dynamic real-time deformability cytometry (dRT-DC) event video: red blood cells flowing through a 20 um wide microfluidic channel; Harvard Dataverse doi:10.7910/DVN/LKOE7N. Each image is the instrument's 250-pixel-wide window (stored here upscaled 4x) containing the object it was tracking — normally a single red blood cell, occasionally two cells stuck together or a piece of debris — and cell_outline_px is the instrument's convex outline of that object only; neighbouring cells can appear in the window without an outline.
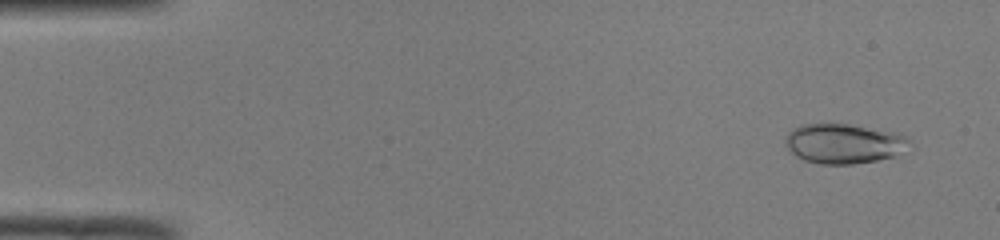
{"species": "common noctule bat (a hibernating species)", "species_latin": "Nyctalus noctula", "temperature_condition": "room temperature", "stored_images_in_passage": 49, "camera_frame_rate_fps": 3000, "um_per_image_px": 0.085, "animal": {"sex": "male", "body_mass_g": 19.0, "forearm_length_mm": 50.8}, "frame": {"image": 1, "passage_image": 3, "time_ms": 0.667, "image_size_px": [1000, 240], "cell_outline_px": [[912, 140], [892, 156], [876, 160], [852, 164], [820, 164], [804, 160], [796, 156], [788, 148], [784, 140], [788, 132], [792, 128], [800, 124], [848, 124], [896, 132]], "centroid_in_image_um": [71.64, 12.19], "position_along_channel_um": 13.4, "area_um2": 28.38}}
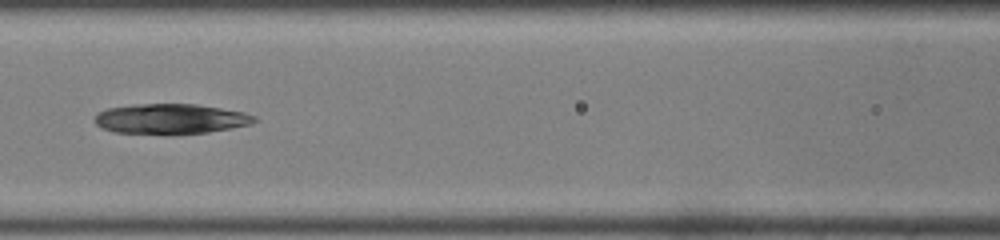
{"frame": {"image": 2, "passage_image": 22, "time_ms": 7.0, "image_size_px": [1000, 240], "cell_outline_px": [[260, 120], [252, 124], [208, 132], [116, 132], [104, 128], [96, 124], [96, 116], [100, 112], [108, 108], [132, 104], [196, 104], [244, 112], [256, 116]], "centroid_in_image_um": [14.58, 10.07], "position_along_channel_um": 152.0, "area_um2": 27.17}}
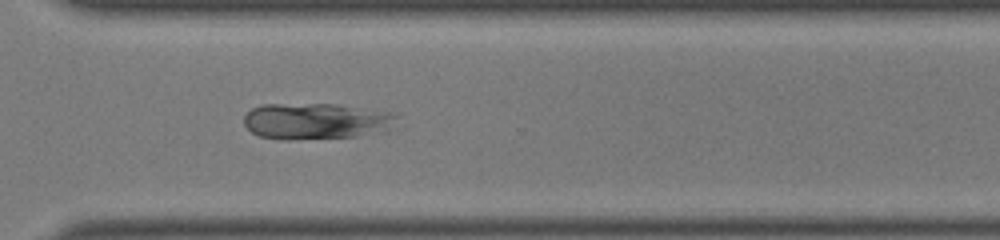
{"frame": {"image": 3, "passage_image": 36, "time_ms": 11.667, "image_size_px": [1000, 240], "cell_outline_px": [[396, 128], [384, 132], [356, 136], [288, 140], [280, 140], [260, 136], [252, 132], [244, 124], [244, 116], [252, 108], [264, 104], [336, 104], [388, 112], [396, 116]], "centroid_in_image_um": [26.88, 10.31], "position_along_channel_um": 343.7, "area_um2": 32.43}, "authors_computed_cell_mechanics": {"area_um2": 29.1312, "velocity_mm_per_s": 4.1071, "shape_relaxation_time_tau1_ms": 3.4963, "shape_relaxation_time_tau2_ms": 3.0184, "deformation_change_tau1": 0.0905, "deformation_change_tau2": 0.0601}}